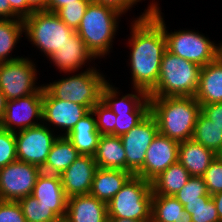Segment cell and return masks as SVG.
<instances>
[{
  "label": "cell",
  "instance_id": "cell-36",
  "mask_svg": "<svg viewBox=\"0 0 222 222\" xmlns=\"http://www.w3.org/2000/svg\"><path fill=\"white\" fill-rule=\"evenodd\" d=\"M17 160L15 132L0 127V168Z\"/></svg>",
  "mask_w": 222,
  "mask_h": 222
},
{
  "label": "cell",
  "instance_id": "cell-46",
  "mask_svg": "<svg viewBox=\"0 0 222 222\" xmlns=\"http://www.w3.org/2000/svg\"><path fill=\"white\" fill-rule=\"evenodd\" d=\"M6 103H7V99L4 96V94L2 93V91L0 90V121L4 117L5 109H6Z\"/></svg>",
  "mask_w": 222,
  "mask_h": 222
},
{
  "label": "cell",
  "instance_id": "cell-27",
  "mask_svg": "<svg viewBox=\"0 0 222 222\" xmlns=\"http://www.w3.org/2000/svg\"><path fill=\"white\" fill-rule=\"evenodd\" d=\"M151 222H192V217L174 196L153 194Z\"/></svg>",
  "mask_w": 222,
  "mask_h": 222
},
{
  "label": "cell",
  "instance_id": "cell-23",
  "mask_svg": "<svg viewBox=\"0 0 222 222\" xmlns=\"http://www.w3.org/2000/svg\"><path fill=\"white\" fill-rule=\"evenodd\" d=\"M217 155L192 139L179 143L178 162L191 176H203Z\"/></svg>",
  "mask_w": 222,
  "mask_h": 222
},
{
  "label": "cell",
  "instance_id": "cell-33",
  "mask_svg": "<svg viewBox=\"0 0 222 222\" xmlns=\"http://www.w3.org/2000/svg\"><path fill=\"white\" fill-rule=\"evenodd\" d=\"M201 196H211L203 176H191L188 182L174 194L183 206L188 202L201 201Z\"/></svg>",
  "mask_w": 222,
  "mask_h": 222
},
{
  "label": "cell",
  "instance_id": "cell-37",
  "mask_svg": "<svg viewBox=\"0 0 222 222\" xmlns=\"http://www.w3.org/2000/svg\"><path fill=\"white\" fill-rule=\"evenodd\" d=\"M208 193L212 196L222 191V157L217 155L203 175Z\"/></svg>",
  "mask_w": 222,
  "mask_h": 222
},
{
  "label": "cell",
  "instance_id": "cell-34",
  "mask_svg": "<svg viewBox=\"0 0 222 222\" xmlns=\"http://www.w3.org/2000/svg\"><path fill=\"white\" fill-rule=\"evenodd\" d=\"M92 0H78L76 3L66 4L54 13L71 29L76 31L81 23L82 17L88 4Z\"/></svg>",
  "mask_w": 222,
  "mask_h": 222
},
{
  "label": "cell",
  "instance_id": "cell-41",
  "mask_svg": "<svg viewBox=\"0 0 222 222\" xmlns=\"http://www.w3.org/2000/svg\"><path fill=\"white\" fill-rule=\"evenodd\" d=\"M11 10L20 18L30 16L33 11L27 6L26 0H8Z\"/></svg>",
  "mask_w": 222,
  "mask_h": 222
},
{
  "label": "cell",
  "instance_id": "cell-25",
  "mask_svg": "<svg viewBox=\"0 0 222 222\" xmlns=\"http://www.w3.org/2000/svg\"><path fill=\"white\" fill-rule=\"evenodd\" d=\"M93 157L98 168L126 171V152L119 136L101 135Z\"/></svg>",
  "mask_w": 222,
  "mask_h": 222
},
{
  "label": "cell",
  "instance_id": "cell-29",
  "mask_svg": "<svg viewBox=\"0 0 222 222\" xmlns=\"http://www.w3.org/2000/svg\"><path fill=\"white\" fill-rule=\"evenodd\" d=\"M24 33L23 19H0V63L15 61L23 56H12Z\"/></svg>",
  "mask_w": 222,
  "mask_h": 222
},
{
  "label": "cell",
  "instance_id": "cell-11",
  "mask_svg": "<svg viewBox=\"0 0 222 222\" xmlns=\"http://www.w3.org/2000/svg\"><path fill=\"white\" fill-rule=\"evenodd\" d=\"M56 132L43 123L15 132L17 160L42 168L59 136Z\"/></svg>",
  "mask_w": 222,
  "mask_h": 222
},
{
  "label": "cell",
  "instance_id": "cell-13",
  "mask_svg": "<svg viewBox=\"0 0 222 222\" xmlns=\"http://www.w3.org/2000/svg\"><path fill=\"white\" fill-rule=\"evenodd\" d=\"M44 86L36 93L6 103L0 127L17 132L42 123Z\"/></svg>",
  "mask_w": 222,
  "mask_h": 222
},
{
  "label": "cell",
  "instance_id": "cell-12",
  "mask_svg": "<svg viewBox=\"0 0 222 222\" xmlns=\"http://www.w3.org/2000/svg\"><path fill=\"white\" fill-rule=\"evenodd\" d=\"M41 173L37 165L20 160L0 168L1 201H18L32 195L36 179Z\"/></svg>",
  "mask_w": 222,
  "mask_h": 222
},
{
  "label": "cell",
  "instance_id": "cell-26",
  "mask_svg": "<svg viewBox=\"0 0 222 222\" xmlns=\"http://www.w3.org/2000/svg\"><path fill=\"white\" fill-rule=\"evenodd\" d=\"M81 155L65 137L58 136L54 141L41 172L61 175Z\"/></svg>",
  "mask_w": 222,
  "mask_h": 222
},
{
  "label": "cell",
  "instance_id": "cell-43",
  "mask_svg": "<svg viewBox=\"0 0 222 222\" xmlns=\"http://www.w3.org/2000/svg\"><path fill=\"white\" fill-rule=\"evenodd\" d=\"M76 1L78 0H47V11L55 12L66 4L76 3Z\"/></svg>",
  "mask_w": 222,
  "mask_h": 222
},
{
  "label": "cell",
  "instance_id": "cell-9",
  "mask_svg": "<svg viewBox=\"0 0 222 222\" xmlns=\"http://www.w3.org/2000/svg\"><path fill=\"white\" fill-rule=\"evenodd\" d=\"M151 182L133 175L107 203L108 218L151 222Z\"/></svg>",
  "mask_w": 222,
  "mask_h": 222
},
{
  "label": "cell",
  "instance_id": "cell-49",
  "mask_svg": "<svg viewBox=\"0 0 222 222\" xmlns=\"http://www.w3.org/2000/svg\"><path fill=\"white\" fill-rule=\"evenodd\" d=\"M57 222H68L65 218L64 219H60Z\"/></svg>",
  "mask_w": 222,
  "mask_h": 222
},
{
  "label": "cell",
  "instance_id": "cell-21",
  "mask_svg": "<svg viewBox=\"0 0 222 222\" xmlns=\"http://www.w3.org/2000/svg\"><path fill=\"white\" fill-rule=\"evenodd\" d=\"M194 97L201 106L222 103V62L218 58L201 67L198 89Z\"/></svg>",
  "mask_w": 222,
  "mask_h": 222
},
{
  "label": "cell",
  "instance_id": "cell-40",
  "mask_svg": "<svg viewBox=\"0 0 222 222\" xmlns=\"http://www.w3.org/2000/svg\"><path fill=\"white\" fill-rule=\"evenodd\" d=\"M143 0H92V2L103 4L105 6H109L119 11L120 13L126 15L128 10H132L135 5L140 3ZM145 1V0H144Z\"/></svg>",
  "mask_w": 222,
  "mask_h": 222
},
{
  "label": "cell",
  "instance_id": "cell-48",
  "mask_svg": "<svg viewBox=\"0 0 222 222\" xmlns=\"http://www.w3.org/2000/svg\"><path fill=\"white\" fill-rule=\"evenodd\" d=\"M217 58L222 62V41L217 44Z\"/></svg>",
  "mask_w": 222,
  "mask_h": 222
},
{
  "label": "cell",
  "instance_id": "cell-35",
  "mask_svg": "<svg viewBox=\"0 0 222 222\" xmlns=\"http://www.w3.org/2000/svg\"><path fill=\"white\" fill-rule=\"evenodd\" d=\"M91 110L95 115L99 133L101 135L115 136V120L117 118L115 113L102 100L97 102Z\"/></svg>",
  "mask_w": 222,
  "mask_h": 222
},
{
  "label": "cell",
  "instance_id": "cell-39",
  "mask_svg": "<svg viewBox=\"0 0 222 222\" xmlns=\"http://www.w3.org/2000/svg\"><path fill=\"white\" fill-rule=\"evenodd\" d=\"M201 113L222 130V103L202 105Z\"/></svg>",
  "mask_w": 222,
  "mask_h": 222
},
{
  "label": "cell",
  "instance_id": "cell-8",
  "mask_svg": "<svg viewBox=\"0 0 222 222\" xmlns=\"http://www.w3.org/2000/svg\"><path fill=\"white\" fill-rule=\"evenodd\" d=\"M24 36L47 59L75 32L54 12L36 11L23 19Z\"/></svg>",
  "mask_w": 222,
  "mask_h": 222
},
{
  "label": "cell",
  "instance_id": "cell-20",
  "mask_svg": "<svg viewBox=\"0 0 222 222\" xmlns=\"http://www.w3.org/2000/svg\"><path fill=\"white\" fill-rule=\"evenodd\" d=\"M68 222H109L107 203L90 194L67 198Z\"/></svg>",
  "mask_w": 222,
  "mask_h": 222
},
{
  "label": "cell",
  "instance_id": "cell-28",
  "mask_svg": "<svg viewBox=\"0 0 222 222\" xmlns=\"http://www.w3.org/2000/svg\"><path fill=\"white\" fill-rule=\"evenodd\" d=\"M190 177L187 169L177 161L151 181L152 194L174 196Z\"/></svg>",
  "mask_w": 222,
  "mask_h": 222
},
{
  "label": "cell",
  "instance_id": "cell-2",
  "mask_svg": "<svg viewBox=\"0 0 222 222\" xmlns=\"http://www.w3.org/2000/svg\"><path fill=\"white\" fill-rule=\"evenodd\" d=\"M158 133L178 143L190 140L201 105L194 96L149 98Z\"/></svg>",
  "mask_w": 222,
  "mask_h": 222
},
{
  "label": "cell",
  "instance_id": "cell-22",
  "mask_svg": "<svg viewBox=\"0 0 222 222\" xmlns=\"http://www.w3.org/2000/svg\"><path fill=\"white\" fill-rule=\"evenodd\" d=\"M132 176L122 169L98 168L89 194L108 203Z\"/></svg>",
  "mask_w": 222,
  "mask_h": 222
},
{
  "label": "cell",
  "instance_id": "cell-47",
  "mask_svg": "<svg viewBox=\"0 0 222 222\" xmlns=\"http://www.w3.org/2000/svg\"><path fill=\"white\" fill-rule=\"evenodd\" d=\"M109 222H144V221L126 219V218H109Z\"/></svg>",
  "mask_w": 222,
  "mask_h": 222
},
{
  "label": "cell",
  "instance_id": "cell-4",
  "mask_svg": "<svg viewBox=\"0 0 222 222\" xmlns=\"http://www.w3.org/2000/svg\"><path fill=\"white\" fill-rule=\"evenodd\" d=\"M201 67L167 49L162 56L159 79L149 98L195 96Z\"/></svg>",
  "mask_w": 222,
  "mask_h": 222
},
{
  "label": "cell",
  "instance_id": "cell-32",
  "mask_svg": "<svg viewBox=\"0 0 222 222\" xmlns=\"http://www.w3.org/2000/svg\"><path fill=\"white\" fill-rule=\"evenodd\" d=\"M184 209L191 214L192 222H221L211 196H201V201L188 202Z\"/></svg>",
  "mask_w": 222,
  "mask_h": 222
},
{
  "label": "cell",
  "instance_id": "cell-17",
  "mask_svg": "<svg viewBox=\"0 0 222 222\" xmlns=\"http://www.w3.org/2000/svg\"><path fill=\"white\" fill-rule=\"evenodd\" d=\"M97 169L98 166L92 155H79V157L59 175L67 198L89 194Z\"/></svg>",
  "mask_w": 222,
  "mask_h": 222
},
{
  "label": "cell",
  "instance_id": "cell-30",
  "mask_svg": "<svg viewBox=\"0 0 222 222\" xmlns=\"http://www.w3.org/2000/svg\"><path fill=\"white\" fill-rule=\"evenodd\" d=\"M191 139L212 150L216 155L222 154V130L201 112L197 117Z\"/></svg>",
  "mask_w": 222,
  "mask_h": 222
},
{
  "label": "cell",
  "instance_id": "cell-42",
  "mask_svg": "<svg viewBox=\"0 0 222 222\" xmlns=\"http://www.w3.org/2000/svg\"><path fill=\"white\" fill-rule=\"evenodd\" d=\"M0 19H20L12 10L8 0H0Z\"/></svg>",
  "mask_w": 222,
  "mask_h": 222
},
{
  "label": "cell",
  "instance_id": "cell-3",
  "mask_svg": "<svg viewBox=\"0 0 222 222\" xmlns=\"http://www.w3.org/2000/svg\"><path fill=\"white\" fill-rule=\"evenodd\" d=\"M122 15L114 8L103 4L92 1L88 4L76 33L96 59H105L112 51L113 39L119 30Z\"/></svg>",
  "mask_w": 222,
  "mask_h": 222
},
{
  "label": "cell",
  "instance_id": "cell-5",
  "mask_svg": "<svg viewBox=\"0 0 222 222\" xmlns=\"http://www.w3.org/2000/svg\"><path fill=\"white\" fill-rule=\"evenodd\" d=\"M69 76H67V75ZM55 81L43 84L44 88L57 99L85 106L89 111L101 100L104 85L109 81L95 66L87 67L78 74L65 73Z\"/></svg>",
  "mask_w": 222,
  "mask_h": 222
},
{
  "label": "cell",
  "instance_id": "cell-24",
  "mask_svg": "<svg viewBox=\"0 0 222 222\" xmlns=\"http://www.w3.org/2000/svg\"><path fill=\"white\" fill-rule=\"evenodd\" d=\"M101 134L97 130L95 115L90 110L65 136L82 155H94Z\"/></svg>",
  "mask_w": 222,
  "mask_h": 222
},
{
  "label": "cell",
  "instance_id": "cell-18",
  "mask_svg": "<svg viewBox=\"0 0 222 222\" xmlns=\"http://www.w3.org/2000/svg\"><path fill=\"white\" fill-rule=\"evenodd\" d=\"M47 60L54 64L60 73H76L79 69L82 70L86 63L88 67H92L90 62H94L96 58L75 31L66 43Z\"/></svg>",
  "mask_w": 222,
  "mask_h": 222
},
{
  "label": "cell",
  "instance_id": "cell-14",
  "mask_svg": "<svg viewBox=\"0 0 222 222\" xmlns=\"http://www.w3.org/2000/svg\"><path fill=\"white\" fill-rule=\"evenodd\" d=\"M157 133L156 119L149 113L141 123L120 136L126 152V171L135 175L143 167L146 151Z\"/></svg>",
  "mask_w": 222,
  "mask_h": 222
},
{
  "label": "cell",
  "instance_id": "cell-19",
  "mask_svg": "<svg viewBox=\"0 0 222 222\" xmlns=\"http://www.w3.org/2000/svg\"><path fill=\"white\" fill-rule=\"evenodd\" d=\"M32 195L41 205L51 208L60 219L65 218L67 196L59 175L41 172L36 179Z\"/></svg>",
  "mask_w": 222,
  "mask_h": 222
},
{
  "label": "cell",
  "instance_id": "cell-44",
  "mask_svg": "<svg viewBox=\"0 0 222 222\" xmlns=\"http://www.w3.org/2000/svg\"><path fill=\"white\" fill-rule=\"evenodd\" d=\"M27 6L33 11H47V0H26Z\"/></svg>",
  "mask_w": 222,
  "mask_h": 222
},
{
  "label": "cell",
  "instance_id": "cell-1",
  "mask_svg": "<svg viewBox=\"0 0 222 222\" xmlns=\"http://www.w3.org/2000/svg\"><path fill=\"white\" fill-rule=\"evenodd\" d=\"M153 5H160L152 0L147 9L130 24V47L128 66H130L132 88L149 94L157 85L162 56L166 51V38L162 26L149 14Z\"/></svg>",
  "mask_w": 222,
  "mask_h": 222
},
{
  "label": "cell",
  "instance_id": "cell-10",
  "mask_svg": "<svg viewBox=\"0 0 222 222\" xmlns=\"http://www.w3.org/2000/svg\"><path fill=\"white\" fill-rule=\"evenodd\" d=\"M37 74L36 64L30 57L25 56L15 61L0 63V90L7 101L39 91L44 85L37 83Z\"/></svg>",
  "mask_w": 222,
  "mask_h": 222
},
{
  "label": "cell",
  "instance_id": "cell-38",
  "mask_svg": "<svg viewBox=\"0 0 222 222\" xmlns=\"http://www.w3.org/2000/svg\"><path fill=\"white\" fill-rule=\"evenodd\" d=\"M0 222H26L18 201H0Z\"/></svg>",
  "mask_w": 222,
  "mask_h": 222
},
{
  "label": "cell",
  "instance_id": "cell-15",
  "mask_svg": "<svg viewBox=\"0 0 222 222\" xmlns=\"http://www.w3.org/2000/svg\"><path fill=\"white\" fill-rule=\"evenodd\" d=\"M89 110L80 104L54 98L45 88L43 90L42 123L61 130L59 136H66ZM63 132V133H62Z\"/></svg>",
  "mask_w": 222,
  "mask_h": 222
},
{
  "label": "cell",
  "instance_id": "cell-6",
  "mask_svg": "<svg viewBox=\"0 0 222 222\" xmlns=\"http://www.w3.org/2000/svg\"><path fill=\"white\" fill-rule=\"evenodd\" d=\"M163 28L166 38V49L179 57L193 62L200 67L217 58V43L203 33L186 28L169 32L161 7L153 5L149 13Z\"/></svg>",
  "mask_w": 222,
  "mask_h": 222
},
{
  "label": "cell",
  "instance_id": "cell-16",
  "mask_svg": "<svg viewBox=\"0 0 222 222\" xmlns=\"http://www.w3.org/2000/svg\"><path fill=\"white\" fill-rule=\"evenodd\" d=\"M178 148L177 141L157 133L146 151L143 167L135 175L151 182L178 161Z\"/></svg>",
  "mask_w": 222,
  "mask_h": 222
},
{
  "label": "cell",
  "instance_id": "cell-31",
  "mask_svg": "<svg viewBox=\"0 0 222 222\" xmlns=\"http://www.w3.org/2000/svg\"><path fill=\"white\" fill-rule=\"evenodd\" d=\"M26 222H57L60 218L51 208L41 205L33 195L18 200Z\"/></svg>",
  "mask_w": 222,
  "mask_h": 222
},
{
  "label": "cell",
  "instance_id": "cell-45",
  "mask_svg": "<svg viewBox=\"0 0 222 222\" xmlns=\"http://www.w3.org/2000/svg\"><path fill=\"white\" fill-rule=\"evenodd\" d=\"M217 209L220 221L222 222V191L211 196Z\"/></svg>",
  "mask_w": 222,
  "mask_h": 222
},
{
  "label": "cell",
  "instance_id": "cell-7",
  "mask_svg": "<svg viewBox=\"0 0 222 222\" xmlns=\"http://www.w3.org/2000/svg\"><path fill=\"white\" fill-rule=\"evenodd\" d=\"M133 90L131 93L122 95L119 87H115L109 81L102 89L101 100L117 116L115 136L120 137L129 132L150 113L148 94L141 89L133 88Z\"/></svg>",
  "mask_w": 222,
  "mask_h": 222
}]
</instances>
